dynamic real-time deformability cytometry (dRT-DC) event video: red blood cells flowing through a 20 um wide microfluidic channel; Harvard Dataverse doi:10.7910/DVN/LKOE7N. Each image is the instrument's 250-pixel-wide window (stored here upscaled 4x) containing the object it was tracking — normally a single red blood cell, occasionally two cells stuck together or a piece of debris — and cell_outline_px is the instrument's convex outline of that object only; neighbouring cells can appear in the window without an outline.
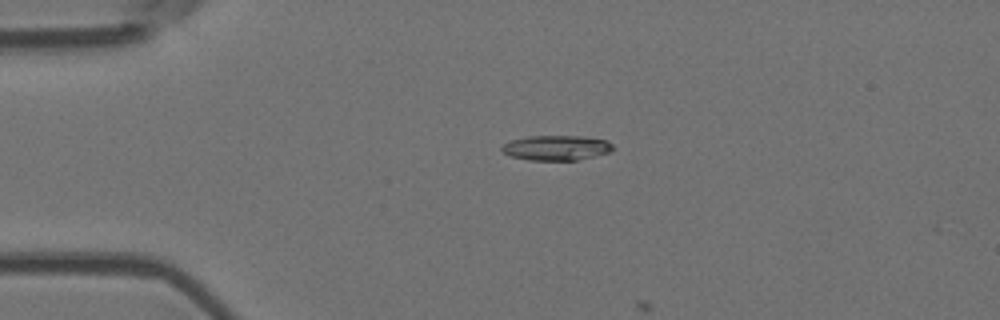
{"species": "Egyptian fruit bat (a non-hibernating species)", "species_latin": "Rousettus aegyptiacus", "temperature_condition": "room temperature", "stored_images_in_passage": 4, "camera_frame_rate_fps": 3000, "um_per_image_px": 0.085, "animal": {"sex": "female"}, "frame": {"image": 1, "passage_image": 3, "time_ms": 0.667, "image_size_px": [1000, 320], "cell_outline_px": [[612, 152], [576, 160], [528, 160], [512, 156], [504, 152], [500, 148], [504, 144], [512, 140], [528, 136], [580, 136], [608, 140], [612, 144]], "centroid_in_image_um": [47.31, 12.56], "position_along_channel_um": 37.7, "area_um2": 16.07}}